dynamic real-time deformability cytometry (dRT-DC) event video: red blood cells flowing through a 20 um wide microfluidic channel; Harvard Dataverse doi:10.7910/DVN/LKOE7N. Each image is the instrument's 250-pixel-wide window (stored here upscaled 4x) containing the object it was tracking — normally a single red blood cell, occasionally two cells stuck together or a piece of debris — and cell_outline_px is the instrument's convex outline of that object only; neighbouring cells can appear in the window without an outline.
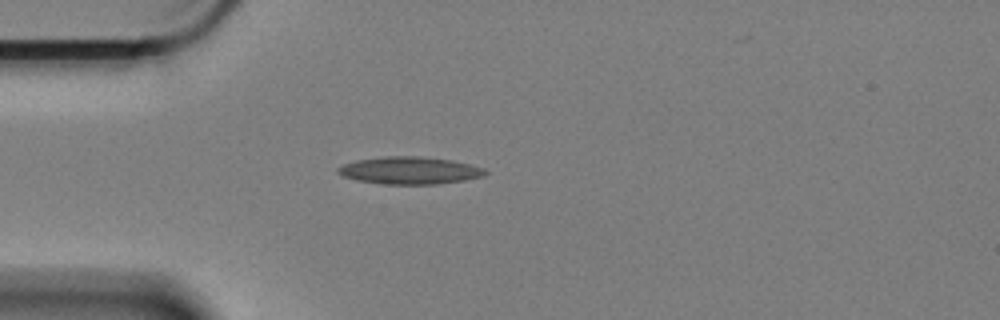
{"species": "Egyptian fruit bat (a non-hibernating species)", "species_latin": "Rousettus aegyptiacus", "temperature_condition": "cold", "stored_images_in_passage": 46, "camera_frame_rate_fps": 3000, "um_per_image_px": 0.085, "animal": {"sex": "female"}, "frame": {"image": 1, "passage_image": 1, "time_ms": 0.0, "image_size_px": [1000, 320], "cell_outline_px": [[488, 172], [484, 176], [464, 180], [436, 184], [384, 184], [356, 180], [344, 176], [336, 172], [336, 168], [344, 164], [356, 160], [384, 156], [420, 156], [452, 160], [484, 168]], "centroid_in_image_um": [34.81, 14.48], "position_along_channel_um": 50.2, "area_um2": 23.47}}
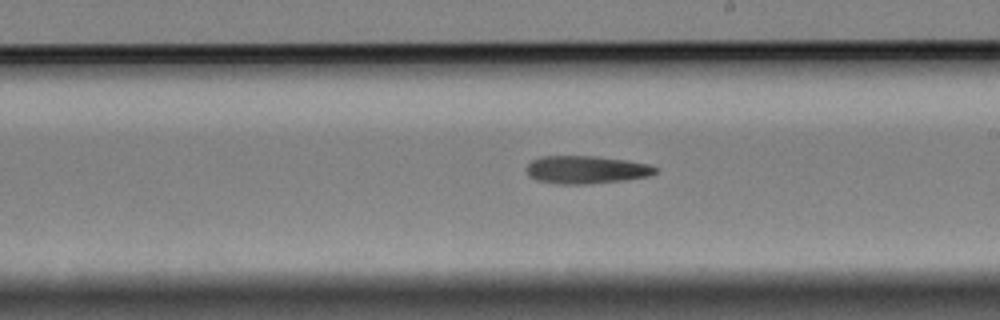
{"frame": {"image": 2, "passage_image": 19, "time_ms": 6.0, "image_size_px": [1000, 320], "cell_outline_px": [[656, 172], [648, 176], [620, 180], [588, 184], [560, 184], [536, 180], [528, 176], [528, 164], [532, 160], [540, 156], [596, 156], [628, 160], [648, 164], [656, 168]], "centroid_in_image_um": [49.8, 14.41], "position_along_channel_um": 239.2, "area_um2": 20.75}}
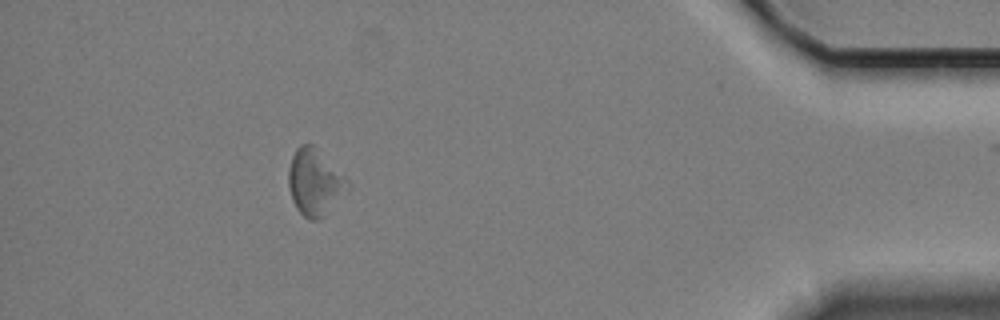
{"frame": {"image": 3, "passage_image": 39, "time_ms": 12.667, "image_size_px": [1000, 320], "cell_outline_px": [[352, 184], [316, 220], [312, 220], [304, 216], [296, 208], [292, 200], [288, 188], [288, 172], [292, 156], [296, 148], [300, 144], [312, 144]], "centroid_in_image_um": [26.7, 15.45], "position_along_channel_um": 408.5, "area_um2": 22.02}}